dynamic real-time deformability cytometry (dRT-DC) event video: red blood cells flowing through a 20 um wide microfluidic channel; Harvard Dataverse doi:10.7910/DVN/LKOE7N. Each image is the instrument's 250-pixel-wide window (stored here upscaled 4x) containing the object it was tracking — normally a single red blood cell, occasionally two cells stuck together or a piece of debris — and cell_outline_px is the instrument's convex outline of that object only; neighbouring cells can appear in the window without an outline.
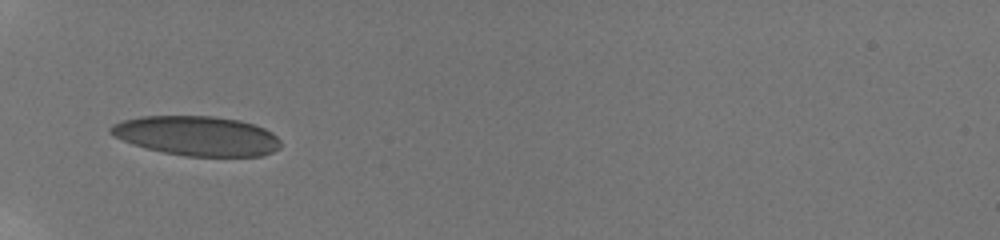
{"species": "human", "species_latin": "Homo sapiens", "temperature_condition": "room temperature", "stored_images_in_passage": 11, "camera_frame_rate_fps": 3000, "um_per_image_px": 0.085, "donor": {"sex": "male"}, "frame": {"image": 1, "passage_image": 2, "time_ms": 1.0, "image_size_px": [1000, 240], "cell_outline_px": [[280, 148], [272, 152], [260, 156], [184, 156], [164, 152], [132, 144], [112, 136], [108, 132], [108, 128], [112, 124], [124, 120], [140, 116], [212, 116], [240, 120], [264, 128], [272, 132], [280, 140]], "centroid_in_image_um": [16.71, 11.54], "position_along_channel_um": 68.3, "area_um2": 39.3}}
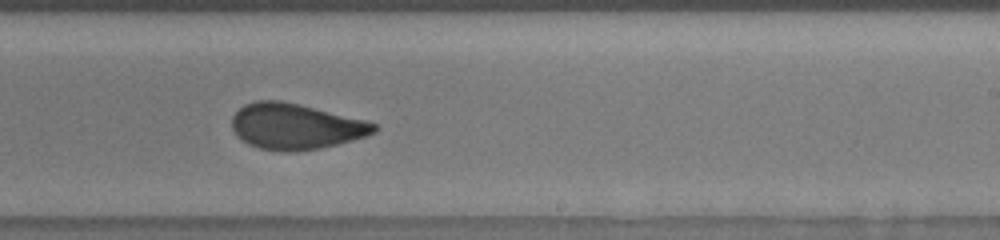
{"frame": {"image": 2, "passage_image": 10, "time_ms": 6.333, "image_size_px": [1000, 240], "cell_outline_px": [[376, 132], [352, 140], [320, 148], [288, 152], [284, 152], [260, 148], [248, 144], [240, 140], [236, 136], [232, 128], [232, 116], [244, 104], [256, 100], [280, 100], [364, 120], [376, 124]], "centroid_in_image_um": [25.05, 10.75], "position_along_channel_um": 263.9, "area_um2": 37.57}}
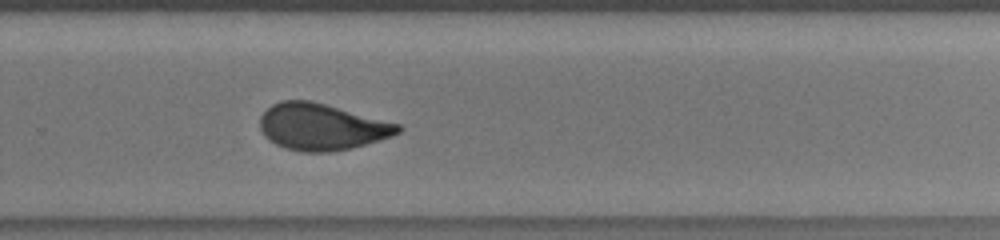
{"frame": {"image": 3, "passage_image": 11, "time_ms": 7.333, "image_size_px": [1000, 240], "cell_outline_px": [[404, 128], [400, 132], [392, 136], [380, 140], [352, 148], [332, 152], [304, 152], [284, 148], [268, 140], [264, 136], [260, 128], [260, 116], [272, 104], [280, 100], [308, 100], [324, 104], [400, 124]], "centroid_in_image_um": [27.33, 10.79], "position_along_channel_um": 302.5, "area_um2": 37.45}}